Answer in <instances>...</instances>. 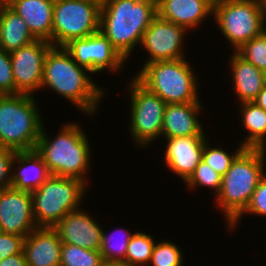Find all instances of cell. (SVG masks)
<instances>
[{"label": "cell", "mask_w": 266, "mask_h": 266, "mask_svg": "<svg viewBox=\"0 0 266 266\" xmlns=\"http://www.w3.org/2000/svg\"><path fill=\"white\" fill-rule=\"evenodd\" d=\"M156 239L143 229L136 230L127 246L125 263L128 266H148Z\"/></svg>", "instance_id": "obj_26"}, {"label": "cell", "mask_w": 266, "mask_h": 266, "mask_svg": "<svg viewBox=\"0 0 266 266\" xmlns=\"http://www.w3.org/2000/svg\"><path fill=\"white\" fill-rule=\"evenodd\" d=\"M163 238L156 240L148 266H184L185 250L175 241Z\"/></svg>", "instance_id": "obj_28"}, {"label": "cell", "mask_w": 266, "mask_h": 266, "mask_svg": "<svg viewBox=\"0 0 266 266\" xmlns=\"http://www.w3.org/2000/svg\"><path fill=\"white\" fill-rule=\"evenodd\" d=\"M246 215H252V217L254 215L256 217L259 216V219L260 217L266 218V173L261 178L257 188L254 190L250 203L245 211L227 228L226 231L235 233V231H237L236 229L240 228L239 224Z\"/></svg>", "instance_id": "obj_32"}, {"label": "cell", "mask_w": 266, "mask_h": 266, "mask_svg": "<svg viewBox=\"0 0 266 266\" xmlns=\"http://www.w3.org/2000/svg\"><path fill=\"white\" fill-rule=\"evenodd\" d=\"M26 22L36 39L52 44V22L55 0H3Z\"/></svg>", "instance_id": "obj_21"}, {"label": "cell", "mask_w": 266, "mask_h": 266, "mask_svg": "<svg viewBox=\"0 0 266 266\" xmlns=\"http://www.w3.org/2000/svg\"><path fill=\"white\" fill-rule=\"evenodd\" d=\"M101 266H128V265L124 262L103 261Z\"/></svg>", "instance_id": "obj_38"}, {"label": "cell", "mask_w": 266, "mask_h": 266, "mask_svg": "<svg viewBox=\"0 0 266 266\" xmlns=\"http://www.w3.org/2000/svg\"><path fill=\"white\" fill-rule=\"evenodd\" d=\"M90 1H93L95 3H98L99 5H103V3L106 1V0H90Z\"/></svg>", "instance_id": "obj_41"}, {"label": "cell", "mask_w": 266, "mask_h": 266, "mask_svg": "<svg viewBox=\"0 0 266 266\" xmlns=\"http://www.w3.org/2000/svg\"><path fill=\"white\" fill-rule=\"evenodd\" d=\"M249 63L266 73V30L248 42L244 43L235 51Z\"/></svg>", "instance_id": "obj_31"}, {"label": "cell", "mask_w": 266, "mask_h": 266, "mask_svg": "<svg viewBox=\"0 0 266 266\" xmlns=\"http://www.w3.org/2000/svg\"><path fill=\"white\" fill-rule=\"evenodd\" d=\"M62 241L54 228L37 227L24 238L27 266H60Z\"/></svg>", "instance_id": "obj_19"}, {"label": "cell", "mask_w": 266, "mask_h": 266, "mask_svg": "<svg viewBox=\"0 0 266 266\" xmlns=\"http://www.w3.org/2000/svg\"><path fill=\"white\" fill-rule=\"evenodd\" d=\"M64 47L79 66L96 76L105 71L108 75L120 76L123 67L127 65V61L101 31L85 38L74 39Z\"/></svg>", "instance_id": "obj_11"}, {"label": "cell", "mask_w": 266, "mask_h": 266, "mask_svg": "<svg viewBox=\"0 0 266 266\" xmlns=\"http://www.w3.org/2000/svg\"><path fill=\"white\" fill-rule=\"evenodd\" d=\"M45 126L44 123L35 151L42 157L50 174L76 178L91 185L89 172L92 171L91 160L94 156L91 155L94 154H91L92 145L81 122L67 120L60 125L54 138Z\"/></svg>", "instance_id": "obj_2"}, {"label": "cell", "mask_w": 266, "mask_h": 266, "mask_svg": "<svg viewBox=\"0 0 266 266\" xmlns=\"http://www.w3.org/2000/svg\"><path fill=\"white\" fill-rule=\"evenodd\" d=\"M37 98L0 95V147L15 152L35 150L45 119Z\"/></svg>", "instance_id": "obj_6"}, {"label": "cell", "mask_w": 266, "mask_h": 266, "mask_svg": "<svg viewBox=\"0 0 266 266\" xmlns=\"http://www.w3.org/2000/svg\"><path fill=\"white\" fill-rule=\"evenodd\" d=\"M0 266H27L24 252L3 259L0 261Z\"/></svg>", "instance_id": "obj_36"}, {"label": "cell", "mask_w": 266, "mask_h": 266, "mask_svg": "<svg viewBox=\"0 0 266 266\" xmlns=\"http://www.w3.org/2000/svg\"><path fill=\"white\" fill-rule=\"evenodd\" d=\"M211 140H207L204 144L202 152V160L206 162L214 171L223 176L227 170L231 167L235 158L245 149L240 143L235 146V149L231 152L227 146H221L220 144L211 145ZM221 146V147H220Z\"/></svg>", "instance_id": "obj_27"}, {"label": "cell", "mask_w": 266, "mask_h": 266, "mask_svg": "<svg viewBox=\"0 0 266 266\" xmlns=\"http://www.w3.org/2000/svg\"><path fill=\"white\" fill-rule=\"evenodd\" d=\"M88 189L79 179L50 175L31 192L36 226L53 228L70 211L83 206L86 197L89 199Z\"/></svg>", "instance_id": "obj_7"}, {"label": "cell", "mask_w": 266, "mask_h": 266, "mask_svg": "<svg viewBox=\"0 0 266 266\" xmlns=\"http://www.w3.org/2000/svg\"><path fill=\"white\" fill-rule=\"evenodd\" d=\"M188 59L148 63L133 77L166 104L203 102L200 78Z\"/></svg>", "instance_id": "obj_5"}, {"label": "cell", "mask_w": 266, "mask_h": 266, "mask_svg": "<svg viewBox=\"0 0 266 266\" xmlns=\"http://www.w3.org/2000/svg\"><path fill=\"white\" fill-rule=\"evenodd\" d=\"M213 7L218 5L222 0H206Z\"/></svg>", "instance_id": "obj_40"}, {"label": "cell", "mask_w": 266, "mask_h": 266, "mask_svg": "<svg viewBox=\"0 0 266 266\" xmlns=\"http://www.w3.org/2000/svg\"><path fill=\"white\" fill-rule=\"evenodd\" d=\"M126 227L116 228L108 233L102 229L101 248L99 252L102 255L103 261L124 262L127 253V246L134 232H131Z\"/></svg>", "instance_id": "obj_25"}, {"label": "cell", "mask_w": 266, "mask_h": 266, "mask_svg": "<svg viewBox=\"0 0 266 266\" xmlns=\"http://www.w3.org/2000/svg\"><path fill=\"white\" fill-rule=\"evenodd\" d=\"M238 107L239 125L246 134L238 143L245 148L266 149V111L255 102L239 103Z\"/></svg>", "instance_id": "obj_24"}, {"label": "cell", "mask_w": 266, "mask_h": 266, "mask_svg": "<svg viewBox=\"0 0 266 266\" xmlns=\"http://www.w3.org/2000/svg\"><path fill=\"white\" fill-rule=\"evenodd\" d=\"M91 213L89 210L86 211L83 206L70 211L53 227L62 243L90 250H100L103 226Z\"/></svg>", "instance_id": "obj_16"}, {"label": "cell", "mask_w": 266, "mask_h": 266, "mask_svg": "<svg viewBox=\"0 0 266 266\" xmlns=\"http://www.w3.org/2000/svg\"><path fill=\"white\" fill-rule=\"evenodd\" d=\"M203 103L166 104L161 139L181 136H200L207 129L203 125L204 123H202L203 120L200 118L205 110Z\"/></svg>", "instance_id": "obj_17"}, {"label": "cell", "mask_w": 266, "mask_h": 266, "mask_svg": "<svg viewBox=\"0 0 266 266\" xmlns=\"http://www.w3.org/2000/svg\"><path fill=\"white\" fill-rule=\"evenodd\" d=\"M253 102L266 111V84Z\"/></svg>", "instance_id": "obj_37"}, {"label": "cell", "mask_w": 266, "mask_h": 266, "mask_svg": "<svg viewBox=\"0 0 266 266\" xmlns=\"http://www.w3.org/2000/svg\"><path fill=\"white\" fill-rule=\"evenodd\" d=\"M52 46L48 41L37 39L10 52L15 94L38 95L42 86L45 57Z\"/></svg>", "instance_id": "obj_13"}, {"label": "cell", "mask_w": 266, "mask_h": 266, "mask_svg": "<svg viewBox=\"0 0 266 266\" xmlns=\"http://www.w3.org/2000/svg\"><path fill=\"white\" fill-rule=\"evenodd\" d=\"M50 175L45 162L35 150L15 152L10 181L14 189L31 193Z\"/></svg>", "instance_id": "obj_22"}, {"label": "cell", "mask_w": 266, "mask_h": 266, "mask_svg": "<svg viewBox=\"0 0 266 266\" xmlns=\"http://www.w3.org/2000/svg\"><path fill=\"white\" fill-rule=\"evenodd\" d=\"M266 171V149L245 148L222 176L221 188L212 199L227 229L247 208Z\"/></svg>", "instance_id": "obj_4"}, {"label": "cell", "mask_w": 266, "mask_h": 266, "mask_svg": "<svg viewBox=\"0 0 266 266\" xmlns=\"http://www.w3.org/2000/svg\"><path fill=\"white\" fill-rule=\"evenodd\" d=\"M100 11L101 5L90 0H55L52 45L64 47L100 31Z\"/></svg>", "instance_id": "obj_10"}, {"label": "cell", "mask_w": 266, "mask_h": 266, "mask_svg": "<svg viewBox=\"0 0 266 266\" xmlns=\"http://www.w3.org/2000/svg\"><path fill=\"white\" fill-rule=\"evenodd\" d=\"M188 34L190 32L183 26L164 20L157 15L144 32L140 47H138L149 56H146L147 59L143 61L145 63L141 64L140 69L148 63L189 57L184 51L187 40L185 38Z\"/></svg>", "instance_id": "obj_12"}, {"label": "cell", "mask_w": 266, "mask_h": 266, "mask_svg": "<svg viewBox=\"0 0 266 266\" xmlns=\"http://www.w3.org/2000/svg\"><path fill=\"white\" fill-rule=\"evenodd\" d=\"M95 75L79 66L65 47L52 46L45 57L41 91H51L93 118L107 95L106 88L95 82ZM106 95V96H105ZM104 99V100H103Z\"/></svg>", "instance_id": "obj_1"}, {"label": "cell", "mask_w": 266, "mask_h": 266, "mask_svg": "<svg viewBox=\"0 0 266 266\" xmlns=\"http://www.w3.org/2000/svg\"><path fill=\"white\" fill-rule=\"evenodd\" d=\"M229 54L227 67L231 70L230 87L231 90H235L233 92L236 95L234 100L237 99L235 103L253 102L266 84V73L244 60L236 52Z\"/></svg>", "instance_id": "obj_20"}, {"label": "cell", "mask_w": 266, "mask_h": 266, "mask_svg": "<svg viewBox=\"0 0 266 266\" xmlns=\"http://www.w3.org/2000/svg\"><path fill=\"white\" fill-rule=\"evenodd\" d=\"M205 130L200 136L163 138V165L172 174L185 182L202 160L205 142L209 139ZM166 142V143H165ZM166 144V145H165Z\"/></svg>", "instance_id": "obj_14"}, {"label": "cell", "mask_w": 266, "mask_h": 266, "mask_svg": "<svg viewBox=\"0 0 266 266\" xmlns=\"http://www.w3.org/2000/svg\"><path fill=\"white\" fill-rule=\"evenodd\" d=\"M262 15H263V22L266 29V0H260Z\"/></svg>", "instance_id": "obj_39"}, {"label": "cell", "mask_w": 266, "mask_h": 266, "mask_svg": "<svg viewBox=\"0 0 266 266\" xmlns=\"http://www.w3.org/2000/svg\"><path fill=\"white\" fill-rule=\"evenodd\" d=\"M24 237L0 232V261L23 252Z\"/></svg>", "instance_id": "obj_34"}, {"label": "cell", "mask_w": 266, "mask_h": 266, "mask_svg": "<svg viewBox=\"0 0 266 266\" xmlns=\"http://www.w3.org/2000/svg\"><path fill=\"white\" fill-rule=\"evenodd\" d=\"M222 182V176L212 169L206 162L201 160L194 172L184 182L187 187V191L196 192L202 187L210 189L213 198L217 196L220 191ZM198 187H200L198 189Z\"/></svg>", "instance_id": "obj_29"}, {"label": "cell", "mask_w": 266, "mask_h": 266, "mask_svg": "<svg viewBox=\"0 0 266 266\" xmlns=\"http://www.w3.org/2000/svg\"><path fill=\"white\" fill-rule=\"evenodd\" d=\"M37 226L30 192L8 187L0 190V230L26 238Z\"/></svg>", "instance_id": "obj_15"}, {"label": "cell", "mask_w": 266, "mask_h": 266, "mask_svg": "<svg viewBox=\"0 0 266 266\" xmlns=\"http://www.w3.org/2000/svg\"><path fill=\"white\" fill-rule=\"evenodd\" d=\"M15 94L10 53L0 49V95Z\"/></svg>", "instance_id": "obj_33"}, {"label": "cell", "mask_w": 266, "mask_h": 266, "mask_svg": "<svg viewBox=\"0 0 266 266\" xmlns=\"http://www.w3.org/2000/svg\"><path fill=\"white\" fill-rule=\"evenodd\" d=\"M15 151L0 147V190L11 187L12 161Z\"/></svg>", "instance_id": "obj_35"}, {"label": "cell", "mask_w": 266, "mask_h": 266, "mask_svg": "<svg viewBox=\"0 0 266 266\" xmlns=\"http://www.w3.org/2000/svg\"><path fill=\"white\" fill-rule=\"evenodd\" d=\"M130 78L125 88V92L128 91L129 94L128 101L130 100L129 135L137 149L146 150L161 139L166 103L158 95L148 91L133 76Z\"/></svg>", "instance_id": "obj_8"}, {"label": "cell", "mask_w": 266, "mask_h": 266, "mask_svg": "<svg viewBox=\"0 0 266 266\" xmlns=\"http://www.w3.org/2000/svg\"><path fill=\"white\" fill-rule=\"evenodd\" d=\"M60 266H101L102 255L97 250L62 243Z\"/></svg>", "instance_id": "obj_30"}, {"label": "cell", "mask_w": 266, "mask_h": 266, "mask_svg": "<svg viewBox=\"0 0 266 266\" xmlns=\"http://www.w3.org/2000/svg\"><path fill=\"white\" fill-rule=\"evenodd\" d=\"M157 15L193 32L213 18V6L206 0H157Z\"/></svg>", "instance_id": "obj_18"}, {"label": "cell", "mask_w": 266, "mask_h": 266, "mask_svg": "<svg viewBox=\"0 0 266 266\" xmlns=\"http://www.w3.org/2000/svg\"><path fill=\"white\" fill-rule=\"evenodd\" d=\"M36 40L24 19L0 0V49L10 53Z\"/></svg>", "instance_id": "obj_23"}, {"label": "cell", "mask_w": 266, "mask_h": 266, "mask_svg": "<svg viewBox=\"0 0 266 266\" xmlns=\"http://www.w3.org/2000/svg\"><path fill=\"white\" fill-rule=\"evenodd\" d=\"M156 16L157 0H106L100 11V31L130 62L132 53L140 47L144 32Z\"/></svg>", "instance_id": "obj_3"}, {"label": "cell", "mask_w": 266, "mask_h": 266, "mask_svg": "<svg viewBox=\"0 0 266 266\" xmlns=\"http://www.w3.org/2000/svg\"><path fill=\"white\" fill-rule=\"evenodd\" d=\"M213 21L232 52L266 30L260 0H222L213 7Z\"/></svg>", "instance_id": "obj_9"}]
</instances>
